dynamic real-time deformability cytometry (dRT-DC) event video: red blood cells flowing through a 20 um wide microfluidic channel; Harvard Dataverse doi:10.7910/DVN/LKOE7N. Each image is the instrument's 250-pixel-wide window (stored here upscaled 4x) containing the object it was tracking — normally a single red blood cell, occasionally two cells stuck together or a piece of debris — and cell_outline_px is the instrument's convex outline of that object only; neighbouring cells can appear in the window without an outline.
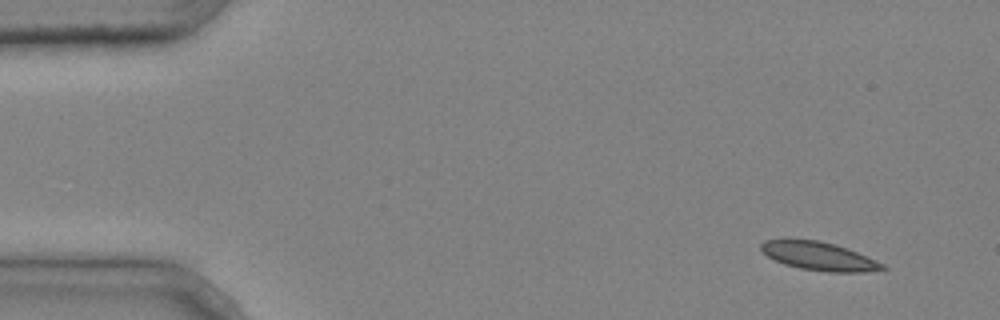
{"species": "common noctule bat (a hibernating species)", "species_latin": "Nyctalus noctula", "temperature_condition": "cold", "stored_images_in_passage": 3, "camera_frame_rate_fps": 3000, "um_per_image_px": 0.085, "animal": {"sex": "male", "body_mass_g": 20.4}, "frame": {"image": 1, "passage_image": 1, "time_ms": 0.0, "image_size_px": [1000, 320], "cell_outline_px": [[888, 268], [884, 272], [828, 272], [800, 268], [784, 264], [768, 256], [760, 248], [760, 244], [764, 240], [788, 236], [816, 240], [836, 244], [856, 252], [884, 264]], "centroid_in_image_um": [69.6, 21.74], "position_along_channel_um": 15.4, "area_um2": 20.75}}